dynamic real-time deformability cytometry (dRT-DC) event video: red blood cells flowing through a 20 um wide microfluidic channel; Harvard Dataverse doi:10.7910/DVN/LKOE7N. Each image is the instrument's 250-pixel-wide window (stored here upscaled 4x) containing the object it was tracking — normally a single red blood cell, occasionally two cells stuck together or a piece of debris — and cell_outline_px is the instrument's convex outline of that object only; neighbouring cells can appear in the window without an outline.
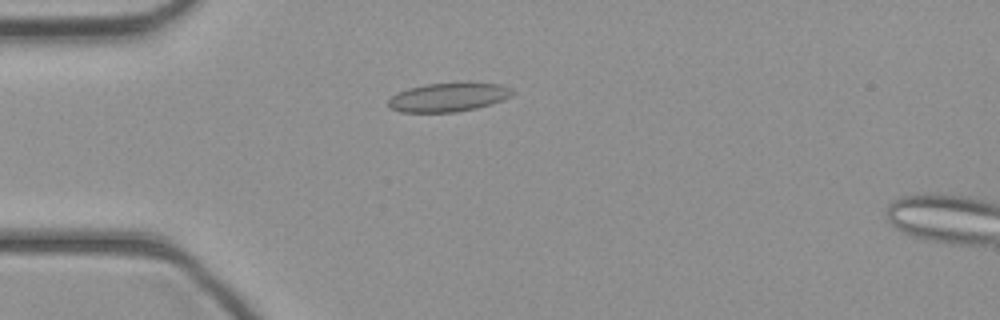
{"species": "common noctule bat (a hibernating species)", "species_latin": "Nyctalus noctula", "temperature_condition": "cold", "stored_images_in_passage": 5, "camera_frame_rate_fps": 3000, "um_per_image_px": 0.085, "animal": {"sex": "female", "body_mass_g": 21.9}, "frame": {"image": 1, "passage_image": 3, "time_ms": 0.667, "image_size_px": [1000, 320], "cell_outline_px": [[516, 92], [512, 96], [492, 104], [476, 108], [456, 112], [400, 112], [392, 108], [388, 104], [388, 100], [396, 92], [408, 88], [428, 84], [500, 84], [512, 88]], "centroid_in_image_um": [38.12, 8.28], "position_along_channel_um": 46.9, "area_um2": 20.52}}